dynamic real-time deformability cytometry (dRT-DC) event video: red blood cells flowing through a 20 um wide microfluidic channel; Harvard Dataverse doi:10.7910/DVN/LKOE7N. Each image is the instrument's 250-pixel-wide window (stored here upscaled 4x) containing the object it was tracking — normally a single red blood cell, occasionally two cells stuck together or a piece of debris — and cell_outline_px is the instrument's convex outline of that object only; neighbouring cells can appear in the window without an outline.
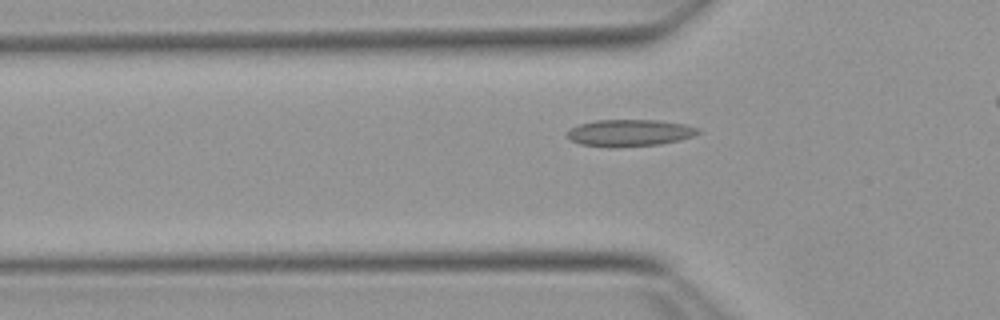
{"species": "Egyptian fruit bat (a non-hibernating species)", "species_latin": "Rousettus aegyptiacus", "temperature_condition": "warm", "stored_images_in_passage": 40, "camera_frame_rate_fps": 3000, "um_per_image_px": 0.085, "animal": {"sex": "female"}, "frame": {"image": 1, "passage_image": 13, "time_ms": 4.0, "image_size_px": [1000, 320], "cell_outline_px": [[700, 132], [692, 136], [680, 140], [660, 144], [580, 144], [572, 140], [568, 136], [568, 132], [572, 128], [580, 124], [596, 120], [660, 120], [684, 124], [700, 128]], "centroid_in_image_um": [53.62, 11.23], "position_along_channel_um": 72.2, "area_um2": 19.31}}
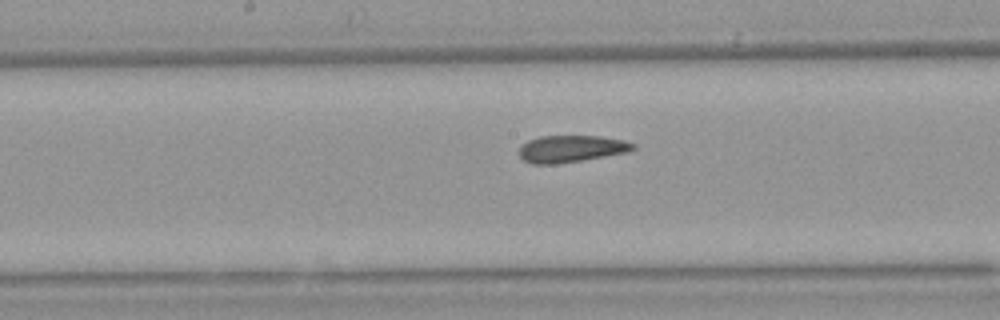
{"frame": {"image": 2, "passage_image": 23, "time_ms": 7.333, "image_size_px": [1000, 320], "cell_outline_px": [[636, 148], [628, 152], [584, 160], [556, 164], [532, 164], [524, 160], [520, 156], [520, 148], [528, 140], [540, 136], [600, 136], [624, 140], [636, 144]], "centroid_in_image_um": [48.59, 12.65], "position_along_channel_um": 199.6, "area_um2": 17.92}}
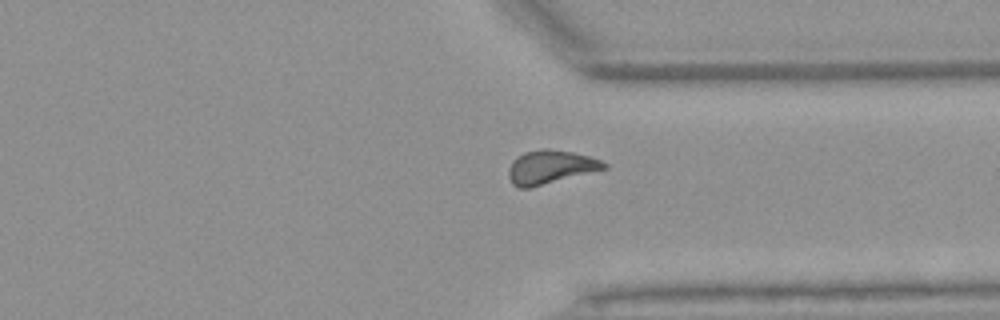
{"frame": {"image": 3, "passage_image": 36, "time_ms": 11.667, "image_size_px": [1000, 320], "cell_outline_px": [[608, 168], [532, 188], [520, 188], [512, 184], [508, 176], [508, 168], [516, 156], [524, 152], [544, 148], [548, 148], [572, 152], [588, 156], [600, 160], [608, 164]], "centroid_in_image_um": [46.77, 14.21], "position_along_channel_um": 364.6, "area_um2": 18.9}}